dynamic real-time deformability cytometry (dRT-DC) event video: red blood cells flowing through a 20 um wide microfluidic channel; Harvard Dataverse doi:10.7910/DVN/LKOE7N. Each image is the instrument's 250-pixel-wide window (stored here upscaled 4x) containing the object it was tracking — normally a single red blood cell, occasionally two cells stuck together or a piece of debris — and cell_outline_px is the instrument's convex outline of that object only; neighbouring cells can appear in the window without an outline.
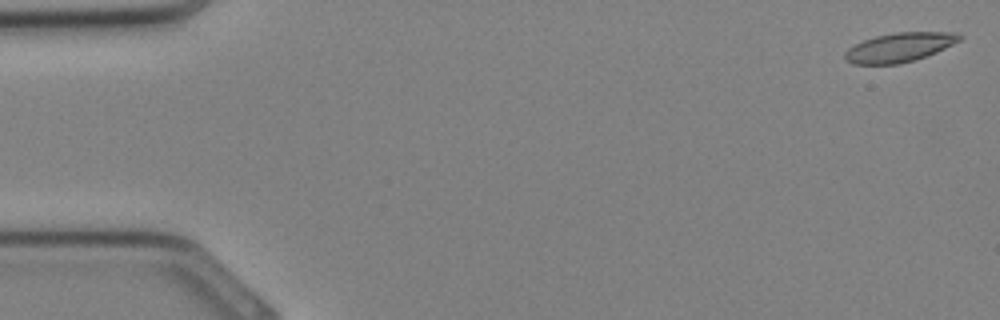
{"species": "Egyptian fruit bat (a non-hibernating species)", "species_latin": "Rousettus aegyptiacus", "temperature_condition": "cold", "stored_images_in_passage": 9, "camera_frame_rate_fps": 3000, "um_per_image_px": 0.085, "animal": {"sex": "female"}, "frame": {"image": 1, "passage_image": 1, "time_ms": 0.0, "image_size_px": [1000, 320], "cell_outline_px": [[964, 36], [960, 40], [936, 52], [900, 64], [852, 64], [844, 60], [844, 52], [848, 48], [864, 40], [876, 36], [896, 32], [960, 32]], "centroid_in_image_um": [76.44, 4.02], "position_along_channel_um": 8.6, "area_um2": 19.42}}